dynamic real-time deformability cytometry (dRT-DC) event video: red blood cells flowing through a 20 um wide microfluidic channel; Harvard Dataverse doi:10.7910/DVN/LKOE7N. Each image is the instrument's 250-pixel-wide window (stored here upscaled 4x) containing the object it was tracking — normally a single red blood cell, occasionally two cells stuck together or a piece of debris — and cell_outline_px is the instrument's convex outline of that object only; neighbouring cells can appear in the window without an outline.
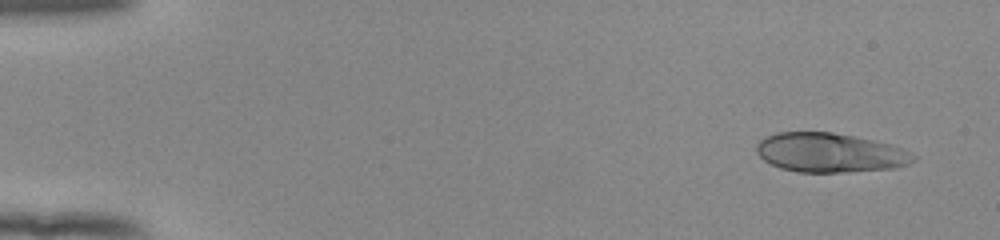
{"species": "human", "species_latin": "Homo sapiens", "temperature_condition": "room temperature", "stored_images_in_passage": 50, "camera_frame_rate_fps": 3000, "um_per_image_px": 0.085, "donor": {"sex": "female"}, "frame": {"image": 1, "passage_image": 1, "time_ms": 0.0, "image_size_px": [1000, 240], "cell_outline_px": [[916, 160], [908, 164], [896, 168], [840, 172], [796, 172], [780, 168], [764, 160], [756, 152], [756, 144], [760, 140], [776, 132], [832, 132], [892, 144], [912, 152], [916, 156]], "centroid_in_image_um": [70.56, 12.98], "position_along_channel_um": 14.4, "area_um2": 35.95}}
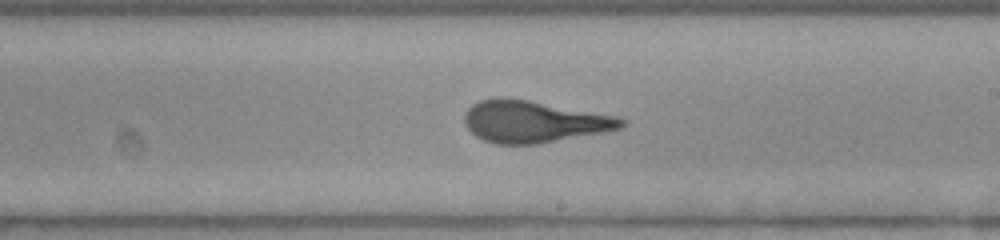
{"frame": {"image": 2, "passage_image": 29, "time_ms": 9.333, "image_size_px": [1000, 240], "cell_outline_px": [[628, 124], [624, 128], [604, 132], [536, 144], [496, 144], [484, 140], [476, 136], [464, 124], [464, 116], [468, 108], [472, 104], [480, 100], [496, 96], [504, 96], [528, 100], [620, 116], [628, 120]], "centroid_in_image_um": [45.41, 10.32], "position_along_channel_um": 243.6, "area_um2": 38.73}}
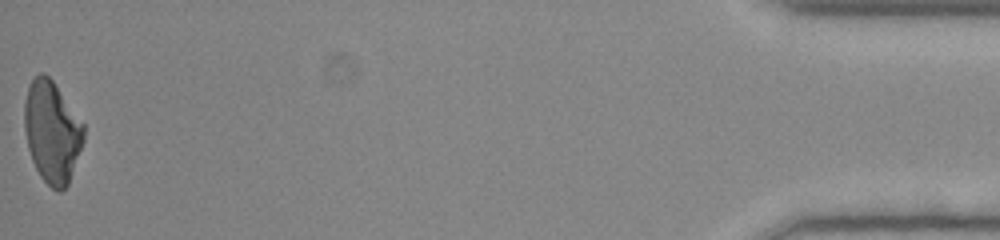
{"frame": {"image": 3, "passage_image": 50, "time_ms": 16.333, "image_size_px": [1000, 240], "cell_outline_px": [[84, 140], [68, 184], [60, 192], [52, 188], [40, 176], [32, 160], [28, 148], [24, 128], [24, 100], [28, 88], [32, 80], [40, 72], [44, 72], [52, 80], [84, 124]], "centroid_in_image_um": [4.41, 11.2], "position_along_channel_um": 430.8, "area_um2": 34.91}, "authors_computed_cell_mechanics": {"area_um2": 37.3099, "velocity_mm_per_s": 3.9495, "shape_relaxation_time_tau1_ms": 5.1561, "shape_relaxation_time_tau2_ms": 0.8696, "deformation_change_tau1": 0.2009, "deformation_change_tau2": 0.0528}}